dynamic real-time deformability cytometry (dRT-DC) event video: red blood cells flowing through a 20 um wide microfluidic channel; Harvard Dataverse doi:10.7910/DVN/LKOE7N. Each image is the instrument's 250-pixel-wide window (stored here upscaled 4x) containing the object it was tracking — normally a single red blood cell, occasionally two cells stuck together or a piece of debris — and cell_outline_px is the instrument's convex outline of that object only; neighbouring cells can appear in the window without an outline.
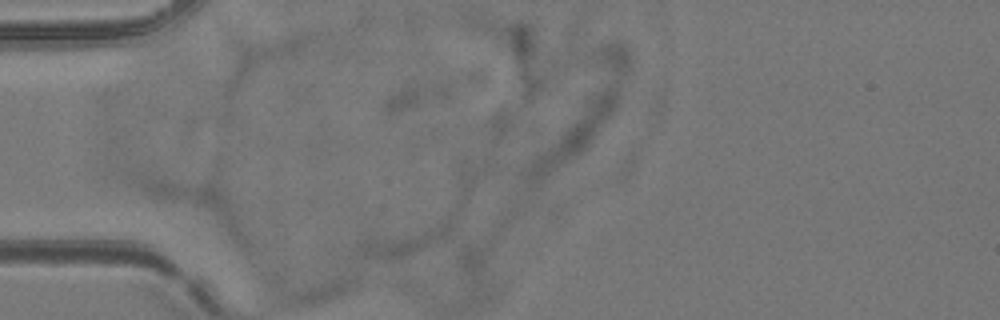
{"species": "common noctule bat (a hibernating species)", "species_latin": "Nyctalus noctula", "temperature_condition": "room temperature", "stored_images_in_passage": 4, "camera_frame_rate_fps": 3000, "um_per_image_px": 0.085, "animal": {"sex": "female", "body_mass_g": 24.6, "forearm_length_mm": 56.2}, "frame": {"image": 1, "passage_image": 1, "time_ms": 0.0, "image_size_px": [1000, 320], "cell_outline_px": [[460, 208], [444, 240], [404, 256], [392, 260], [388, 260], [364, 256], [356, 252], [360, 244], [368, 236], [460, 204]], "centroid_in_image_um": [34.8, 20.07], "position_along_channel_um": 50.2, "area_um2": 19.59}}